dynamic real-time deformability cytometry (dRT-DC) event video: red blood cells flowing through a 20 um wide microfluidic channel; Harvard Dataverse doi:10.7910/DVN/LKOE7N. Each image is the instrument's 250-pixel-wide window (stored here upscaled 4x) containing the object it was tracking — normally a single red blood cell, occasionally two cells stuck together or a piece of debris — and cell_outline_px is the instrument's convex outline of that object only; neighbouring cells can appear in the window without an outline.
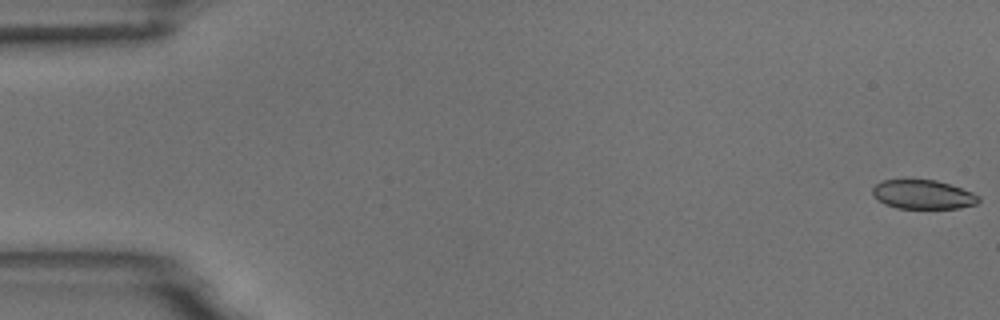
{"species": "common noctule bat (a hibernating species)", "species_latin": "Nyctalus noctula", "temperature_condition": "room temperature", "stored_images_in_passage": 11, "camera_frame_rate_fps": 3000, "um_per_image_px": 0.085, "animal": {"sex": "male", "body_mass_g": 18.8}, "frame": {"image": 1, "passage_image": 1, "time_ms": 0.0, "image_size_px": [1000, 320], "cell_outline_px": [[980, 200], [976, 204], [960, 208], [896, 208], [884, 204], [872, 192], [872, 188], [880, 180], [936, 180], [972, 192], [980, 196]], "centroid_in_image_um": [78.46, 16.54], "position_along_channel_um": 6.5, "area_um2": 17.8}}
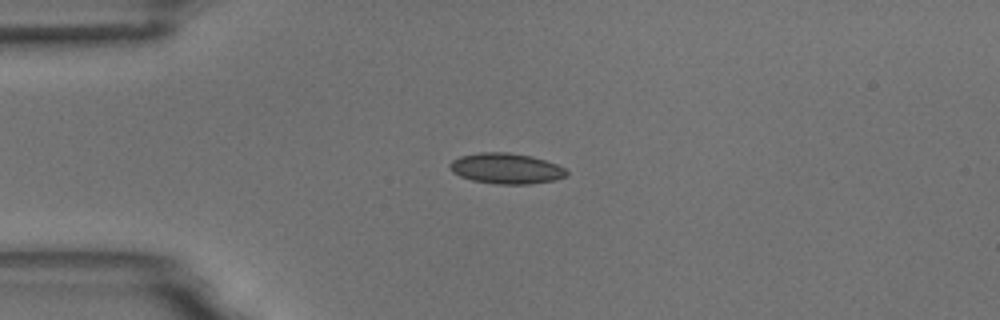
{"frame": {"image": 2, "passage_image": 4, "time_ms": 4.333, "image_size_px": [1000, 320], "cell_outline_px": [[568, 172], [564, 176], [552, 180], [528, 184], [496, 184], [472, 180], [460, 176], [452, 172], [448, 164], [452, 160], [460, 156], [480, 152], [508, 152], [532, 156], [556, 164], [564, 168]], "centroid_in_image_um": [42.97, 14.31], "position_along_channel_um": 42.0, "area_um2": 20.69}}
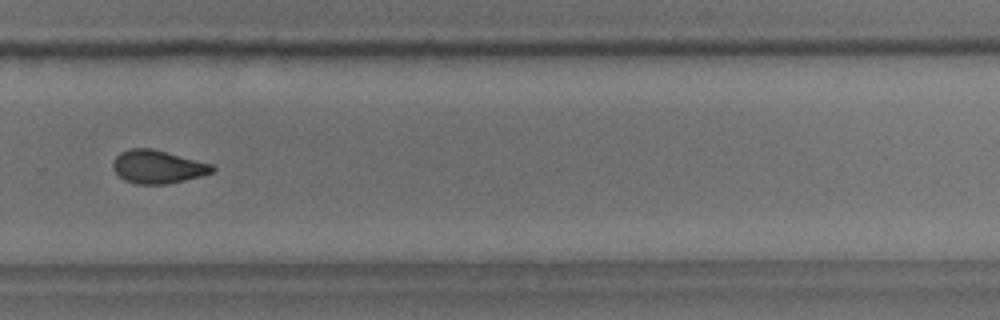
{"frame": {"image": 3, "passage_image": 11, "time_ms": 12.333, "image_size_px": [1000, 320], "cell_outline_px": [[216, 168], [212, 172], [200, 176], [184, 180], [164, 184], [136, 184], [124, 180], [112, 168], [112, 160], [120, 152], [132, 148], [152, 148], [212, 164]], "centroid_in_image_um": [13.37, 14.17], "position_along_channel_um": 316.4, "area_um2": 19.13}}